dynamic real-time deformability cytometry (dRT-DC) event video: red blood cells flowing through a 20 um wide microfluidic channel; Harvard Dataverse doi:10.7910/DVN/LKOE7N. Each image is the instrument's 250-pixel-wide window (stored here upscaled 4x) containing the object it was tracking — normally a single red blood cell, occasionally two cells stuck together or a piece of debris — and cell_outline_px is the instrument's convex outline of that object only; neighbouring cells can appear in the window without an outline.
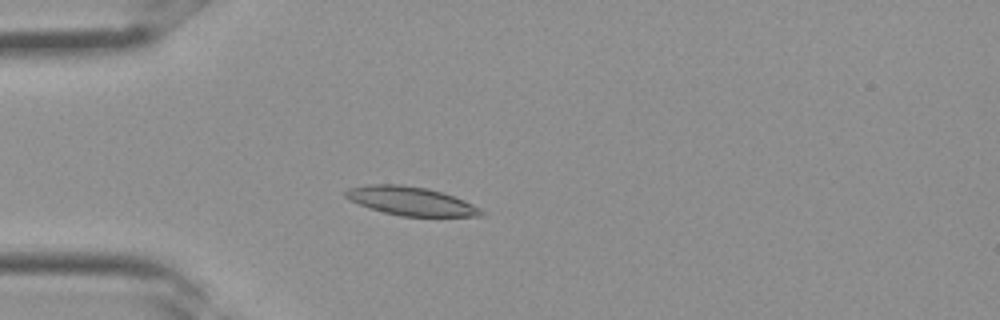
{"species": "Egyptian fruit bat (a non-hibernating species)", "species_latin": "Rousettus aegyptiacus", "temperature_condition": "room temperature", "stored_images_in_passage": 34, "camera_frame_rate_fps": 3000, "um_per_image_px": 0.085, "frame": {"image": 1, "passage_image": 9, "time_ms": 2.667, "image_size_px": [1000, 320], "cell_outline_px": [[484, 216], [400, 216], [368, 208], [348, 200], [344, 196], [344, 192], [348, 188], [368, 184], [400, 184], [428, 188], [464, 200], [480, 208], [484, 212]], "centroid_in_image_um": [34.87, 17.08], "position_along_channel_um": 50.1, "area_um2": 22.66}}
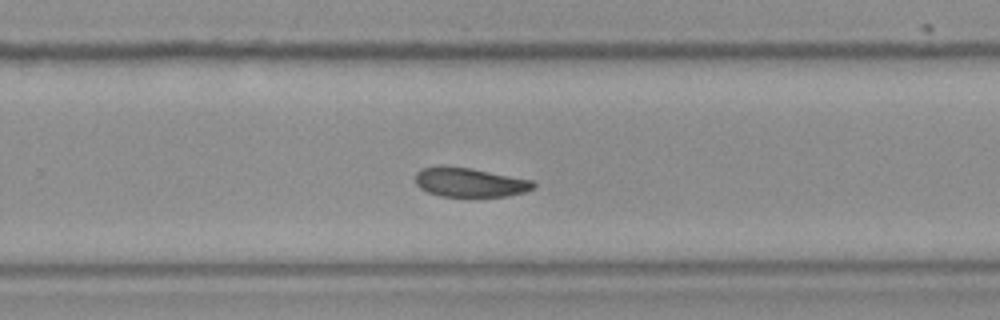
{"frame": {"image": 2, "passage_image": 22, "time_ms": 7.0, "image_size_px": [1000, 320], "cell_outline_px": [[536, 184], [532, 188], [524, 192], [508, 196], [440, 196], [428, 192], [420, 188], [416, 184], [416, 172], [420, 168], [472, 168], [532, 180]], "centroid_in_image_um": [39.96, 15.52], "position_along_channel_um": 289.8, "area_um2": 19.54}}
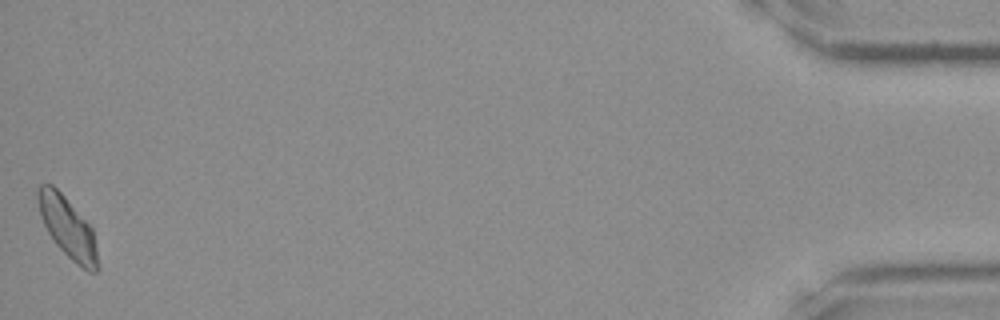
{"frame": {"image": 3, "passage_image": 34, "time_ms": 11.0, "image_size_px": [1000, 320], "cell_outline_px": [[100, 268], [96, 272], [88, 272], [76, 264], [56, 244], [48, 232], [40, 216], [36, 200], [36, 188], [40, 184], [52, 184], [64, 196], [92, 228]], "centroid_in_image_um": [5.73, 19.34], "position_along_channel_um": 429.5, "area_um2": 21.15}}